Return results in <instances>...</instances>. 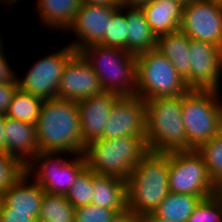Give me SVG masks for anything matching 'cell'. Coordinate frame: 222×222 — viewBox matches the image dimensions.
Returning <instances> with one entry per match:
<instances>
[{"label":"cell","mask_w":222,"mask_h":222,"mask_svg":"<svg viewBox=\"0 0 222 222\" xmlns=\"http://www.w3.org/2000/svg\"><path fill=\"white\" fill-rule=\"evenodd\" d=\"M35 127L40 152L84 153L77 102L45 100Z\"/></svg>","instance_id":"6da1fadb"},{"label":"cell","mask_w":222,"mask_h":222,"mask_svg":"<svg viewBox=\"0 0 222 222\" xmlns=\"http://www.w3.org/2000/svg\"><path fill=\"white\" fill-rule=\"evenodd\" d=\"M146 103V145L154 153L195 150L182 121V96L159 97Z\"/></svg>","instance_id":"7a4b0ae2"},{"label":"cell","mask_w":222,"mask_h":222,"mask_svg":"<svg viewBox=\"0 0 222 222\" xmlns=\"http://www.w3.org/2000/svg\"><path fill=\"white\" fill-rule=\"evenodd\" d=\"M168 153L149 151L133 168L126 181L127 210L142 216L153 213L168 189Z\"/></svg>","instance_id":"3957f363"},{"label":"cell","mask_w":222,"mask_h":222,"mask_svg":"<svg viewBox=\"0 0 222 222\" xmlns=\"http://www.w3.org/2000/svg\"><path fill=\"white\" fill-rule=\"evenodd\" d=\"M149 152L145 136L96 139L85 146L86 166L99 175L128 180L133 168Z\"/></svg>","instance_id":"277c9868"},{"label":"cell","mask_w":222,"mask_h":222,"mask_svg":"<svg viewBox=\"0 0 222 222\" xmlns=\"http://www.w3.org/2000/svg\"><path fill=\"white\" fill-rule=\"evenodd\" d=\"M80 53L92 66L104 91L120 96L136 95V55L100 44Z\"/></svg>","instance_id":"5b68a950"},{"label":"cell","mask_w":222,"mask_h":222,"mask_svg":"<svg viewBox=\"0 0 222 222\" xmlns=\"http://www.w3.org/2000/svg\"><path fill=\"white\" fill-rule=\"evenodd\" d=\"M136 95L144 101L182 96L190 89L170 60L153 49L136 55Z\"/></svg>","instance_id":"8992f818"},{"label":"cell","mask_w":222,"mask_h":222,"mask_svg":"<svg viewBox=\"0 0 222 222\" xmlns=\"http://www.w3.org/2000/svg\"><path fill=\"white\" fill-rule=\"evenodd\" d=\"M219 93L189 90L182 95V121L188 142L195 150L222 130V102L219 100L222 97Z\"/></svg>","instance_id":"52a82bcc"},{"label":"cell","mask_w":222,"mask_h":222,"mask_svg":"<svg viewBox=\"0 0 222 222\" xmlns=\"http://www.w3.org/2000/svg\"><path fill=\"white\" fill-rule=\"evenodd\" d=\"M168 163L169 192L195 196L219 192L197 150L168 153Z\"/></svg>","instance_id":"ba28073f"},{"label":"cell","mask_w":222,"mask_h":222,"mask_svg":"<svg viewBox=\"0 0 222 222\" xmlns=\"http://www.w3.org/2000/svg\"><path fill=\"white\" fill-rule=\"evenodd\" d=\"M60 156V153L40 152L25 168L29 175L36 173L34 180L46 193L66 196L86 167V160L83 154H77L71 160L60 159Z\"/></svg>","instance_id":"9c48e42d"},{"label":"cell","mask_w":222,"mask_h":222,"mask_svg":"<svg viewBox=\"0 0 222 222\" xmlns=\"http://www.w3.org/2000/svg\"><path fill=\"white\" fill-rule=\"evenodd\" d=\"M76 53L68 44L63 49L40 58L23 79L17 78L18 88L44 101L58 98V86L64 68Z\"/></svg>","instance_id":"30bf717a"},{"label":"cell","mask_w":222,"mask_h":222,"mask_svg":"<svg viewBox=\"0 0 222 222\" xmlns=\"http://www.w3.org/2000/svg\"><path fill=\"white\" fill-rule=\"evenodd\" d=\"M179 29L190 39L213 43L222 49V1L192 0L183 6Z\"/></svg>","instance_id":"8fae6325"},{"label":"cell","mask_w":222,"mask_h":222,"mask_svg":"<svg viewBox=\"0 0 222 222\" xmlns=\"http://www.w3.org/2000/svg\"><path fill=\"white\" fill-rule=\"evenodd\" d=\"M190 90L219 91L222 49L209 42L190 39Z\"/></svg>","instance_id":"7c38bea8"},{"label":"cell","mask_w":222,"mask_h":222,"mask_svg":"<svg viewBox=\"0 0 222 222\" xmlns=\"http://www.w3.org/2000/svg\"><path fill=\"white\" fill-rule=\"evenodd\" d=\"M146 103L140 96H120L114 103L102 139L146 136Z\"/></svg>","instance_id":"4fadbf2b"},{"label":"cell","mask_w":222,"mask_h":222,"mask_svg":"<svg viewBox=\"0 0 222 222\" xmlns=\"http://www.w3.org/2000/svg\"><path fill=\"white\" fill-rule=\"evenodd\" d=\"M118 8L119 6L82 4L67 30L71 29L77 36V41L74 40L69 45L80 53L89 46L100 44L108 22Z\"/></svg>","instance_id":"5bb4252c"},{"label":"cell","mask_w":222,"mask_h":222,"mask_svg":"<svg viewBox=\"0 0 222 222\" xmlns=\"http://www.w3.org/2000/svg\"><path fill=\"white\" fill-rule=\"evenodd\" d=\"M103 91L90 63L81 53H76L64 68L58 98L78 102Z\"/></svg>","instance_id":"9a60e30c"},{"label":"cell","mask_w":222,"mask_h":222,"mask_svg":"<svg viewBox=\"0 0 222 222\" xmlns=\"http://www.w3.org/2000/svg\"><path fill=\"white\" fill-rule=\"evenodd\" d=\"M119 97L120 95L114 92L103 91L77 102L84 146L102 138L109 113Z\"/></svg>","instance_id":"2e32d148"},{"label":"cell","mask_w":222,"mask_h":222,"mask_svg":"<svg viewBox=\"0 0 222 222\" xmlns=\"http://www.w3.org/2000/svg\"><path fill=\"white\" fill-rule=\"evenodd\" d=\"M5 153L16 157L25 167L40 153L35 124L4 120Z\"/></svg>","instance_id":"e0dca14e"},{"label":"cell","mask_w":222,"mask_h":222,"mask_svg":"<svg viewBox=\"0 0 222 222\" xmlns=\"http://www.w3.org/2000/svg\"><path fill=\"white\" fill-rule=\"evenodd\" d=\"M29 177L32 175L30 176L27 172L23 173L13 185L0 195V201L10 211L30 212L38 219L45 191L35 181L31 184L27 182Z\"/></svg>","instance_id":"ac0fdd59"},{"label":"cell","mask_w":222,"mask_h":222,"mask_svg":"<svg viewBox=\"0 0 222 222\" xmlns=\"http://www.w3.org/2000/svg\"><path fill=\"white\" fill-rule=\"evenodd\" d=\"M145 20L156 37L179 30L183 6L174 0H153L141 7Z\"/></svg>","instance_id":"d6986e66"},{"label":"cell","mask_w":222,"mask_h":222,"mask_svg":"<svg viewBox=\"0 0 222 222\" xmlns=\"http://www.w3.org/2000/svg\"><path fill=\"white\" fill-rule=\"evenodd\" d=\"M93 190L92 205L112 209L117 213L127 209L125 180L93 172Z\"/></svg>","instance_id":"ffe728a7"},{"label":"cell","mask_w":222,"mask_h":222,"mask_svg":"<svg viewBox=\"0 0 222 222\" xmlns=\"http://www.w3.org/2000/svg\"><path fill=\"white\" fill-rule=\"evenodd\" d=\"M190 38L180 29L157 37V50L166 56L190 89Z\"/></svg>","instance_id":"44dd1931"},{"label":"cell","mask_w":222,"mask_h":222,"mask_svg":"<svg viewBox=\"0 0 222 222\" xmlns=\"http://www.w3.org/2000/svg\"><path fill=\"white\" fill-rule=\"evenodd\" d=\"M128 23L127 52L139 55L157 48V37L151 31L141 8L128 7L125 10ZM130 9V10H129Z\"/></svg>","instance_id":"7402d4cb"},{"label":"cell","mask_w":222,"mask_h":222,"mask_svg":"<svg viewBox=\"0 0 222 222\" xmlns=\"http://www.w3.org/2000/svg\"><path fill=\"white\" fill-rule=\"evenodd\" d=\"M37 11L51 29L68 30L82 3L80 0H37ZM44 21V22H43Z\"/></svg>","instance_id":"603a6c76"},{"label":"cell","mask_w":222,"mask_h":222,"mask_svg":"<svg viewBox=\"0 0 222 222\" xmlns=\"http://www.w3.org/2000/svg\"><path fill=\"white\" fill-rule=\"evenodd\" d=\"M207 197L169 192L153 213L174 222H187L200 201Z\"/></svg>","instance_id":"cb8c5ba5"},{"label":"cell","mask_w":222,"mask_h":222,"mask_svg":"<svg viewBox=\"0 0 222 222\" xmlns=\"http://www.w3.org/2000/svg\"><path fill=\"white\" fill-rule=\"evenodd\" d=\"M37 222H75V208L65 195L45 192Z\"/></svg>","instance_id":"d4e9b609"},{"label":"cell","mask_w":222,"mask_h":222,"mask_svg":"<svg viewBox=\"0 0 222 222\" xmlns=\"http://www.w3.org/2000/svg\"><path fill=\"white\" fill-rule=\"evenodd\" d=\"M44 100L29 93L23 92L19 88L13 95L11 104L6 113V117L36 124Z\"/></svg>","instance_id":"484cf974"},{"label":"cell","mask_w":222,"mask_h":222,"mask_svg":"<svg viewBox=\"0 0 222 222\" xmlns=\"http://www.w3.org/2000/svg\"><path fill=\"white\" fill-rule=\"evenodd\" d=\"M196 150L202 156L211 180L222 188V130Z\"/></svg>","instance_id":"4316f807"},{"label":"cell","mask_w":222,"mask_h":222,"mask_svg":"<svg viewBox=\"0 0 222 222\" xmlns=\"http://www.w3.org/2000/svg\"><path fill=\"white\" fill-rule=\"evenodd\" d=\"M124 11V7L119 6V8L113 13L108 22L103 41L100 43V45L121 48L127 51L129 28Z\"/></svg>","instance_id":"83f0119b"},{"label":"cell","mask_w":222,"mask_h":222,"mask_svg":"<svg viewBox=\"0 0 222 222\" xmlns=\"http://www.w3.org/2000/svg\"><path fill=\"white\" fill-rule=\"evenodd\" d=\"M93 171L87 166L78 174L75 182L66 194L74 208L91 204L93 196Z\"/></svg>","instance_id":"f1b7e54d"},{"label":"cell","mask_w":222,"mask_h":222,"mask_svg":"<svg viewBox=\"0 0 222 222\" xmlns=\"http://www.w3.org/2000/svg\"><path fill=\"white\" fill-rule=\"evenodd\" d=\"M187 222H222V195L218 192L202 199Z\"/></svg>","instance_id":"f546056e"},{"label":"cell","mask_w":222,"mask_h":222,"mask_svg":"<svg viewBox=\"0 0 222 222\" xmlns=\"http://www.w3.org/2000/svg\"><path fill=\"white\" fill-rule=\"evenodd\" d=\"M25 172V166L16 157L0 152V195Z\"/></svg>","instance_id":"4dcf8cb0"},{"label":"cell","mask_w":222,"mask_h":222,"mask_svg":"<svg viewBox=\"0 0 222 222\" xmlns=\"http://www.w3.org/2000/svg\"><path fill=\"white\" fill-rule=\"evenodd\" d=\"M117 214L115 210L89 204L75 208V222H110Z\"/></svg>","instance_id":"1f68e13d"},{"label":"cell","mask_w":222,"mask_h":222,"mask_svg":"<svg viewBox=\"0 0 222 222\" xmlns=\"http://www.w3.org/2000/svg\"><path fill=\"white\" fill-rule=\"evenodd\" d=\"M0 222H37V219L30 212L10 211L0 201Z\"/></svg>","instance_id":"d6a6232c"},{"label":"cell","mask_w":222,"mask_h":222,"mask_svg":"<svg viewBox=\"0 0 222 222\" xmlns=\"http://www.w3.org/2000/svg\"><path fill=\"white\" fill-rule=\"evenodd\" d=\"M18 89V81L13 83L0 84V114L6 115L12 98Z\"/></svg>","instance_id":"836d02e7"},{"label":"cell","mask_w":222,"mask_h":222,"mask_svg":"<svg viewBox=\"0 0 222 222\" xmlns=\"http://www.w3.org/2000/svg\"><path fill=\"white\" fill-rule=\"evenodd\" d=\"M4 52L0 55V84L13 83L17 80L16 74L11 70Z\"/></svg>","instance_id":"e575fe53"},{"label":"cell","mask_w":222,"mask_h":222,"mask_svg":"<svg viewBox=\"0 0 222 222\" xmlns=\"http://www.w3.org/2000/svg\"><path fill=\"white\" fill-rule=\"evenodd\" d=\"M110 222H140V216L126 209L124 212L118 213Z\"/></svg>","instance_id":"d590c367"},{"label":"cell","mask_w":222,"mask_h":222,"mask_svg":"<svg viewBox=\"0 0 222 222\" xmlns=\"http://www.w3.org/2000/svg\"><path fill=\"white\" fill-rule=\"evenodd\" d=\"M152 1L153 0H117L119 6H123L124 8H141Z\"/></svg>","instance_id":"8d00e7d4"},{"label":"cell","mask_w":222,"mask_h":222,"mask_svg":"<svg viewBox=\"0 0 222 222\" xmlns=\"http://www.w3.org/2000/svg\"><path fill=\"white\" fill-rule=\"evenodd\" d=\"M140 222H174V221L160 218L156 216L154 213H149L140 216Z\"/></svg>","instance_id":"74e56055"},{"label":"cell","mask_w":222,"mask_h":222,"mask_svg":"<svg viewBox=\"0 0 222 222\" xmlns=\"http://www.w3.org/2000/svg\"><path fill=\"white\" fill-rule=\"evenodd\" d=\"M82 4L119 6L117 0H80Z\"/></svg>","instance_id":"f35d334b"},{"label":"cell","mask_w":222,"mask_h":222,"mask_svg":"<svg viewBox=\"0 0 222 222\" xmlns=\"http://www.w3.org/2000/svg\"><path fill=\"white\" fill-rule=\"evenodd\" d=\"M4 120L5 115L0 114V152H5Z\"/></svg>","instance_id":"ab89813d"},{"label":"cell","mask_w":222,"mask_h":222,"mask_svg":"<svg viewBox=\"0 0 222 222\" xmlns=\"http://www.w3.org/2000/svg\"><path fill=\"white\" fill-rule=\"evenodd\" d=\"M179 2L182 6L188 5L192 0H174Z\"/></svg>","instance_id":"60d3db41"},{"label":"cell","mask_w":222,"mask_h":222,"mask_svg":"<svg viewBox=\"0 0 222 222\" xmlns=\"http://www.w3.org/2000/svg\"><path fill=\"white\" fill-rule=\"evenodd\" d=\"M3 41L1 40V37H0V55L5 51L4 50V44L2 43Z\"/></svg>","instance_id":"b9f144b4"},{"label":"cell","mask_w":222,"mask_h":222,"mask_svg":"<svg viewBox=\"0 0 222 222\" xmlns=\"http://www.w3.org/2000/svg\"><path fill=\"white\" fill-rule=\"evenodd\" d=\"M4 1L7 2L6 5L10 3L9 5L11 6V4H16V2L19 0H4Z\"/></svg>","instance_id":"7bdbcfd3"},{"label":"cell","mask_w":222,"mask_h":222,"mask_svg":"<svg viewBox=\"0 0 222 222\" xmlns=\"http://www.w3.org/2000/svg\"><path fill=\"white\" fill-rule=\"evenodd\" d=\"M219 193L222 195V188L219 189Z\"/></svg>","instance_id":"ee69618b"}]
</instances>
